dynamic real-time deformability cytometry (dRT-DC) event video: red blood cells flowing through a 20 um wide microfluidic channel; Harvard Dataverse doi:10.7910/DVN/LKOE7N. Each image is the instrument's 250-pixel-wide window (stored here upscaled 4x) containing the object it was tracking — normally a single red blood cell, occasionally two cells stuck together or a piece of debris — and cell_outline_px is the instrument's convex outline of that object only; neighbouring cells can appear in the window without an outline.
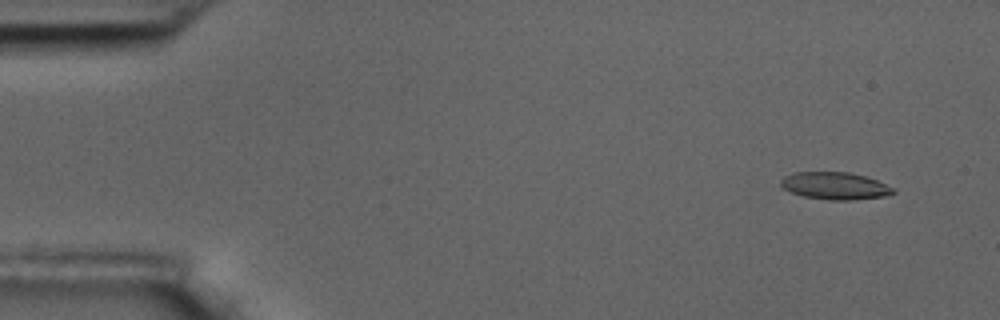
{"species": "common noctule bat (a hibernating species)", "species_latin": "Nyctalus noctula", "temperature_condition": "room temperature", "stored_images_in_passage": 6, "camera_frame_rate_fps": 3000, "um_per_image_px": 0.085, "animal": {"sex": "male", "body_mass_g": 17.5, "forearm_length_mm": 52.3}, "frame": {"image": 1, "passage_image": 2, "time_ms": 0.333, "image_size_px": [1000, 320], "cell_outline_px": [[896, 192], [884, 196], [856, 200], [828, 200], [804, 196], [780, 188], [780, 180], [784, 176], [796, 172], [848, 172], [864, 176], [876, 180], [896, 188]], "centroid_in_image_um": [70.97, 15.8], "position_along_channel_um": 14.0, "area_um2": 17.98}}
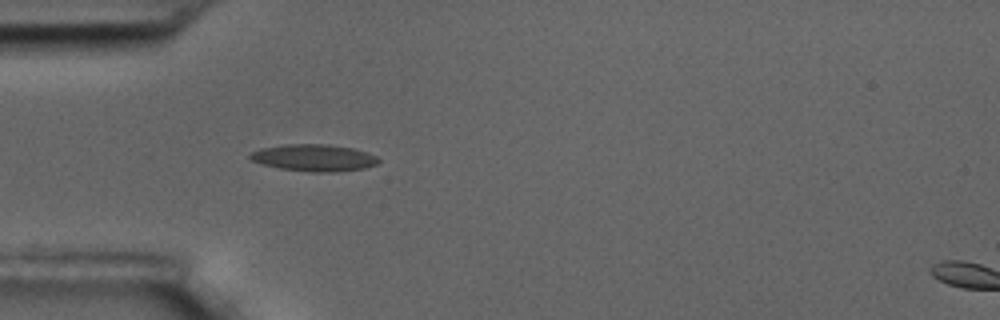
{"frame": {"image": 2, "passage_image": 5, "time_ms": 1.333, "image_size_px": [1000, 320], "cell_outline_px": [[380, 160], [376, 164], [364, 168], [336, 172], [312, 172], [280, 168], [260, 164], [252, 160], [248, 156], [252, 152], [260, 148], [288, 144], [328, 144], [352, 148], [368, 152], [376, 156]], "centroid_in_image_um": [26.69, 13.41], "position_along_channel_um": 58.3, "area_um2": 20.11}}